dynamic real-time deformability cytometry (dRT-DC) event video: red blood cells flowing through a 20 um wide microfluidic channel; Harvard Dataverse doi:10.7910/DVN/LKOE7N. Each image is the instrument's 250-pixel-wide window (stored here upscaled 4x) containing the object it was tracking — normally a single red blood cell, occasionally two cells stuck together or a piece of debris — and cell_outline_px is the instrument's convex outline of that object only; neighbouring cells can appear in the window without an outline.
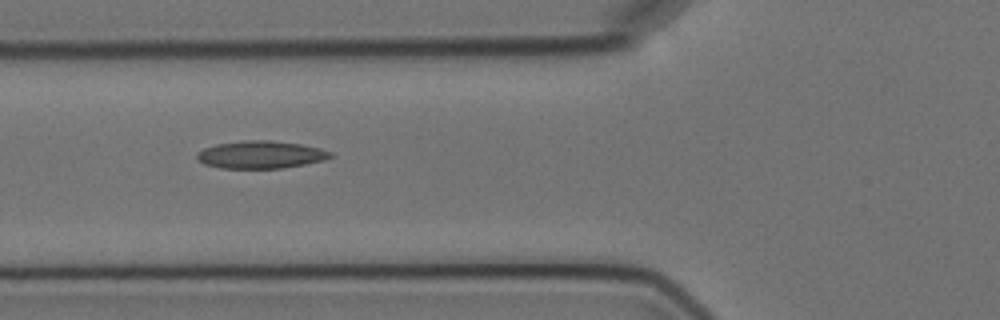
{"species": "Egyptian fruit bat (a non-hibernating species)", "species_latin": "Rousettus aegyptiacus", "temperature_condition": "cold", "stored_images_in_passage": 3, "camera_frame_rate_fps": 3000, "um_per_image_px": 0.085, "animal": {"sex": "female"}, "frame": {"image": 1, "passage_image": 2, "time_ms": 1.333, "image_size_px": [1000, 320], "cell_outline_px": [[332, 156], [324, 160], [304, 164], [280, 168], [220, 168], [204, 164], [196, 160], [196, 152], [204, 148], [216, 144], [244, 140], [268, 140], [300, 144], [320, 148], [332, 152]], "centroid_in_image_um": [22.11, 13.14], "position_along_channel_um": 103.7, "area_um2": 21.44}}
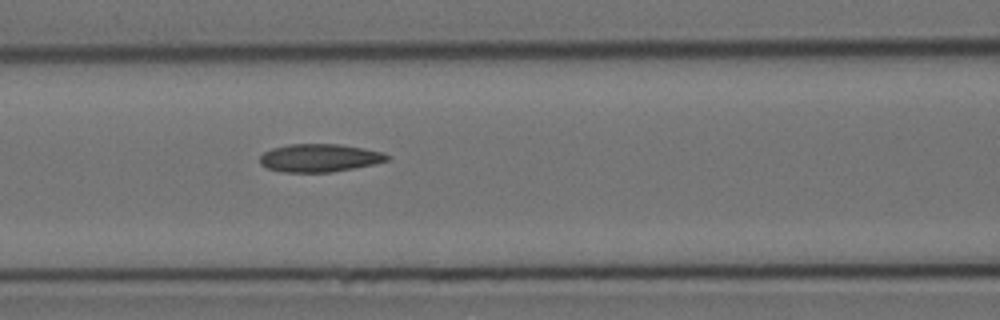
{"frame": {"image": 2, "passage_image": 3, "time_ms": 2.333, "image_size_px": [1000, 320], "cell_outline_px": [[388, 160], [372, 164], [332, 172], [284, 172], [268, 168], [260, 164], [260, 156], [264, 152], [272, 148], [288, 144], [340, 144], [364, 148], [384, 152], [388, 156]], "centroid_in_image_um": [27.14, 13.41], "position_along_channel_um": 139.5, "area_um2": 20.63}}